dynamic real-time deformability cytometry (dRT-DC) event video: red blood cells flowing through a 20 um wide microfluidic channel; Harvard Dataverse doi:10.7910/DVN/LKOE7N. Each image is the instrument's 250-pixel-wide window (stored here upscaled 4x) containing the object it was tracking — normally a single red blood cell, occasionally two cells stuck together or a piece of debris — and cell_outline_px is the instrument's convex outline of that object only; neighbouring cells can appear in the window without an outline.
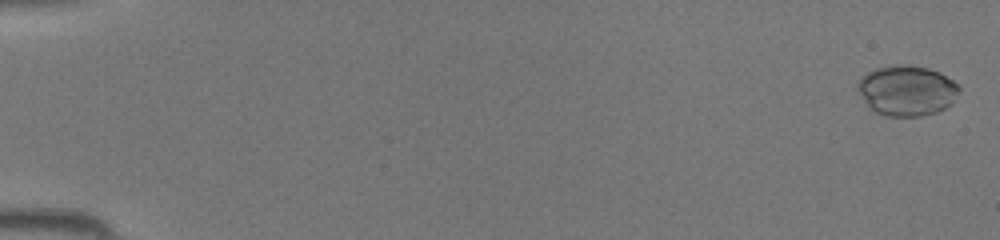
{"species": "common noctule bat (a hibernating species)", "species_latin": "Nyctalus noctula", "temperature_condition": "room temperature", "stored_images_in_passage": 44, "camera_frame_rate_fps": 3000, "um_per_image_px": 0.085, "animal": {"sex": "female", "body_mass_g": 19.5, "forearm_length_mm": 54.1}, "frame": {"image": 1, "passage_image": 1, "time_ms": 0.0, "image_size_px": [1000, 240], "cell_outline_px": [[960, 92], [952, 104], [936, 112], [920, 116], [888, 116], [876, 112], [868, 108], [856, 88], [856, 84], [860, 76], [876, 68], [900, 64], [904, 64], [928, 68], [940, 72], [960, 84]], "centroid_in_image_um": [77.08, 7.69], "position_along_channel_um": 7.9, "area_um2": 30.17}}
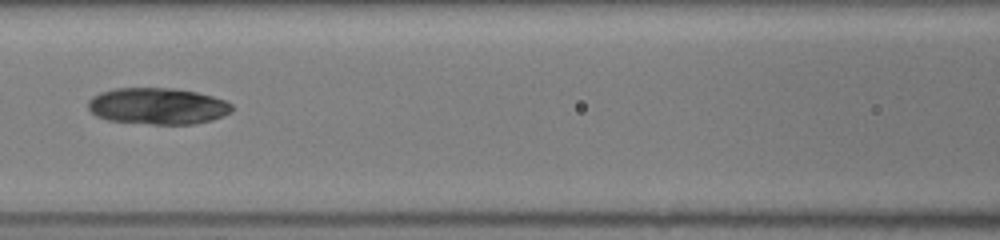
{"frame": {"image": 2, "passage_image": 21, "time_ms": 6.667, "image_size_px": [1000, 240], "cell_outline_px": [[232, 112], [224, 116], [212, 120], [192, 124], [152, 124], [108, 120], [96, 116], [88, 108], [88, 100], [92, 96], [100, 92], [116, 88], [176, 88], [196, 92], [212, 96], [224, 100], [232, 104]], "centroid_in_image_um": [13.4, 9.01], "position_along_channel_um": 153.2, "area_um2": 30.69}}
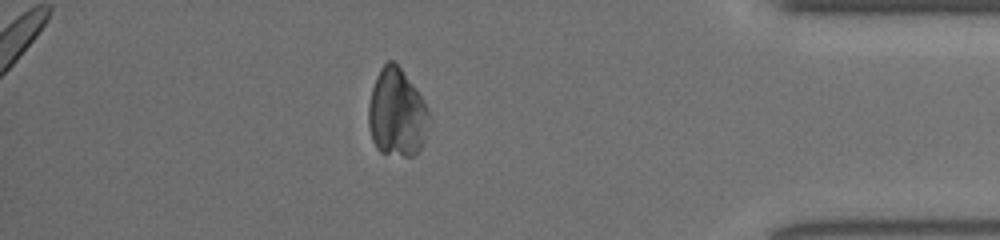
{"frame": {"image": 3, "passage_image": 39, "time_ms": 12.667, "image_size_px": [1000, 240], "cell_outline_px": [[432, 120], [424, 144], [412, 156], [404, 156], [380, 152], [376, 148], [372, 140], [368, 128], [368, 104], [372, 88], [376, 76], [380, 68], [388, 60], [392, 60], [400, 68], [416, 88]], "centroid_in_image_um": [33.73, 9.62], "position_along_channel_um": 401.5, "area_um2": 31.33}}